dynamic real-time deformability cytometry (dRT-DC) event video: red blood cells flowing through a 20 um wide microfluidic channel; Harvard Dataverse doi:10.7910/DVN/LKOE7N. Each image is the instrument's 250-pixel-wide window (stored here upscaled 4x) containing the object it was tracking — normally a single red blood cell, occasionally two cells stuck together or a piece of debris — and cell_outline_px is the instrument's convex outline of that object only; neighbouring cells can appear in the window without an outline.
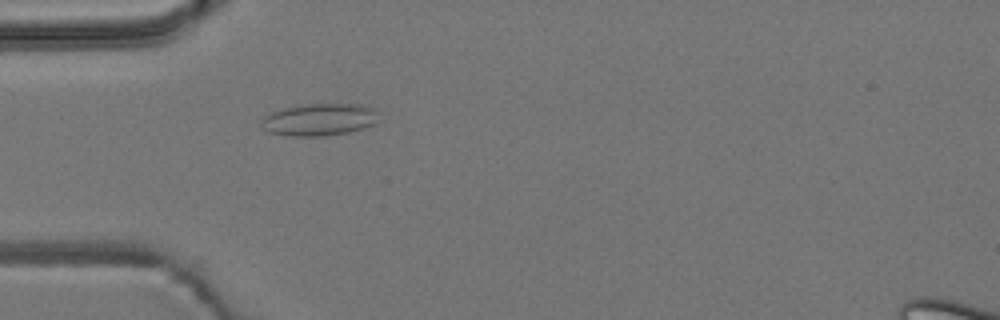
{"species": "common noctule bat (a hibernating species)", "species_latin": "Nyctalus noctula", "temperature_condition": "room temperature", "stored_images_in_passage": 43, "camera_frame_rate_fps": 3000, "um_per_image_px": 0.085, "animal": {"sex": "male", "body_mass_g": 19.2, "forearm_length_mm": 51.8}, "frame": {"image": 1, "passage_image": 5, "time_ms": 1.333, "image_size_px": [1000, 320], "cell_outline_px": [[376, 124], [364, 128], [348, 132], [320, 136], [292, 136], [268, 132], [260, 124], [264, 116], [280, 108], [296, 104], [360, 104], [372, 108], [376, 112]], "centroid_in_image_um": [27.1, 10.15], "position_along_channel_um": 57.9, "area_um2": 22.08}}
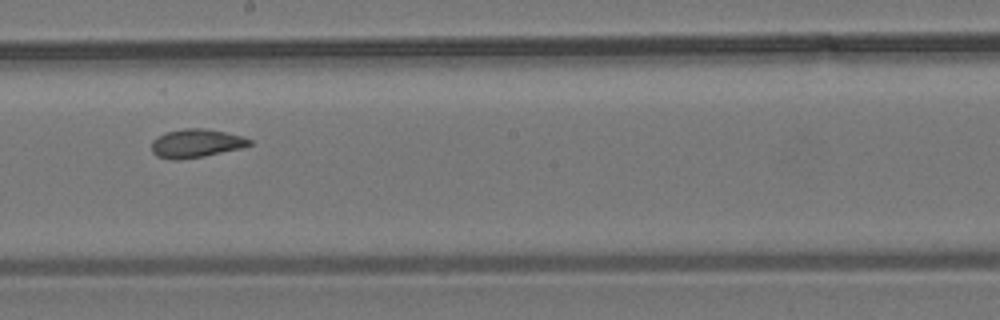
{"frame": {"image": 2, "passage_image": 19, "time_ms": 6.0, "image_size_px": [1000, 320], "cell_outline_px": [[252, 144], [240, 148], [204, 156], [180, 160], [172, 160], [156, 156], [152, 152], [152, 140], [156, 136], [168, 132], [184, 128], [204, 128], [244, 136], [252, 140]], "centroid_in_image_um": [16.65, 12.18], "position_along_channel_um": 231.6, "area_um2": 16.3}}
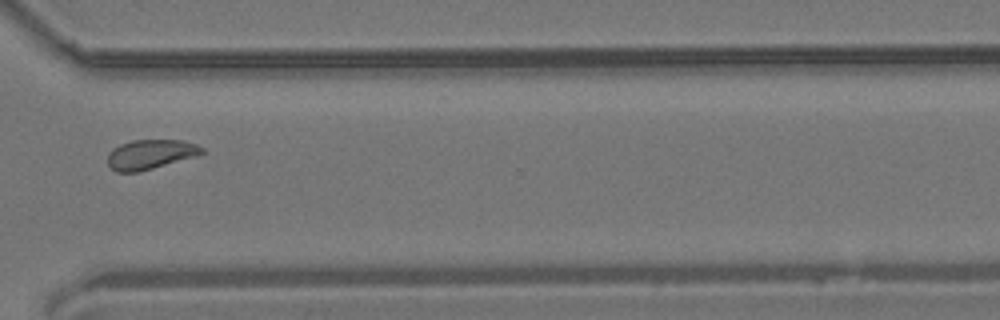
{"frame": {"image": 3, "passage_image": 29, "time_ms": 9.333, "image_size_px": [1000, 320], "cell_outline_px": [[204, 152], [196, 156], [140, 172], [116, 172], [108, 164], [108, 152], [112, 148], [120, 144], [132, 140], [184, 140], [196, 144], [204, 148]], "centroid_in_image_um": [12.78, 13.12], "position_along_channel_um": 357.8, "area_um2": 16.36}, "authors_computed_cell_mechanics": {"area_um2": 16.4152, "velocity_mm_per_s": 3.803, "shape_relaxation_time_tau1_ms": null, "shape_relaxation_time_tau2_ms": 1.4233, "deformation_change_tau1": null, "deformation_change_tau2": 0.0573}}